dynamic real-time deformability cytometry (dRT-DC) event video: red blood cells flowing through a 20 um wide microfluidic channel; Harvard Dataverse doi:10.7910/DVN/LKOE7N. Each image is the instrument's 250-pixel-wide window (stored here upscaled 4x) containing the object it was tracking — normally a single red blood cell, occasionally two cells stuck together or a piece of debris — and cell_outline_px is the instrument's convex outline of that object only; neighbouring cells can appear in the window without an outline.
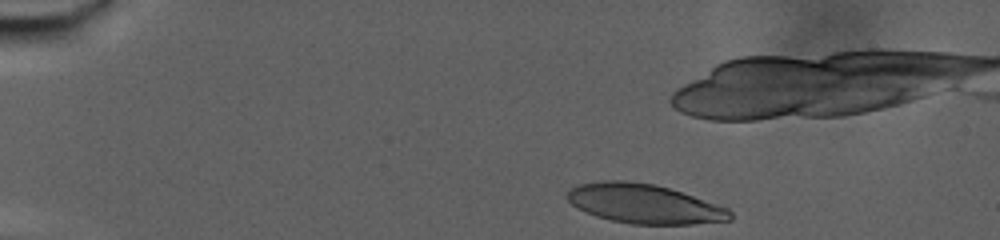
{"species": "human", "species_latin": "Homo sapiens", "temperature_condition": "warm", "stored_images_in_passage": 53, "camera_frame_rate_fps": 3000, "um_per_image_px": 0.085, "donor": {"sex": "male"}, "frame": {"image": 1, "passage_image": 1, "time_ms": 0.0, "image_size_px": [1000, 240], "cell_outline_px": [[732, 220], [692, 224], [632, 224], [612, 220], [596, 216], [576, 208], [564, 196], [572, 188], [580, 184], [600, 180], [628, 180], [652, 184], [668, 188], [728, 208], [732, 212]], "centroid_in_image_um": [54.72, 17.32], "position_along_channel_um": 30.3, "area_um2": 37.17}}
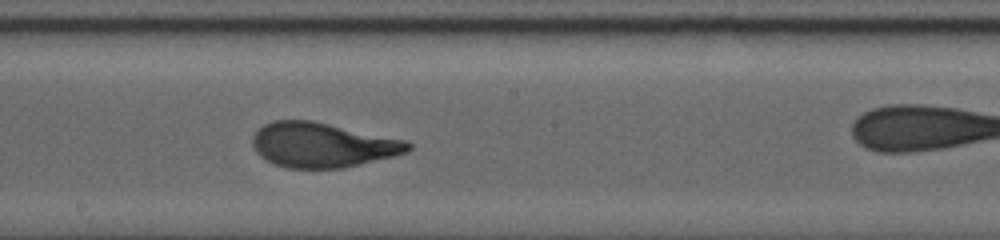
{"frame": {"image": 2, "passage_image": 32, "time_ms": 10.333, "image_size_px": [1000, 240], "cell_outline_px": [[412, 148], [408, 152], [344, 168], [284, 168], [260, 156], [256, 152], [252, 144], [252, 136], [264, 124], [272, 120], [312, 120], [404, 140], [412, 144]], "centroid_in_image_um": [27.38, 12.32], "position_along_channel_um": 220.8, "area_um2": 40.34}}
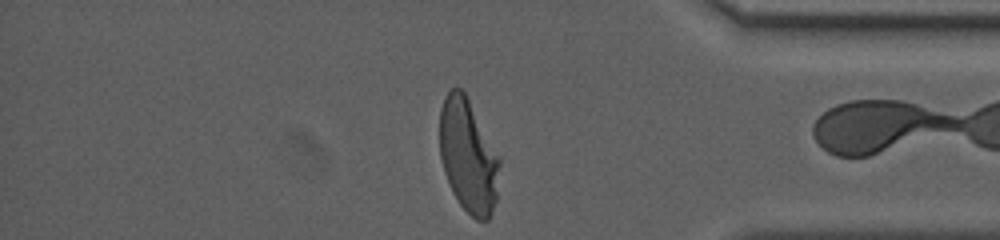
{"frame": {"image": 3, "passage_image": 53, "time_ms": 17.333, "image_size_px": [1000, 240], "cell_outline_px": [[500, 164], [496, 200], [492, 212], [488, 220], [476, 220], [460, 204], [452, 192], [444, 172], [440, 156], [440, 108], [444, 96], [452, 88], [460, 88], [464, 92], [500, 156]], "centroid_in_image_um": [39.8, 13.26], "position_along_channel_um": 395.4, "area_um2": 39.54}, "authors_computed_cell_mechanics": {"area_um2": 40.2288, "velocity_mm_per_s": 2.7319, "shape_relaxation_time_tau1_ms": 6.5118, "shape_relaxation_time_tau2_ms": 1.0827, "deformation_change_tau1": 0.2497, "deformation_change_tau2": 0.0745}}